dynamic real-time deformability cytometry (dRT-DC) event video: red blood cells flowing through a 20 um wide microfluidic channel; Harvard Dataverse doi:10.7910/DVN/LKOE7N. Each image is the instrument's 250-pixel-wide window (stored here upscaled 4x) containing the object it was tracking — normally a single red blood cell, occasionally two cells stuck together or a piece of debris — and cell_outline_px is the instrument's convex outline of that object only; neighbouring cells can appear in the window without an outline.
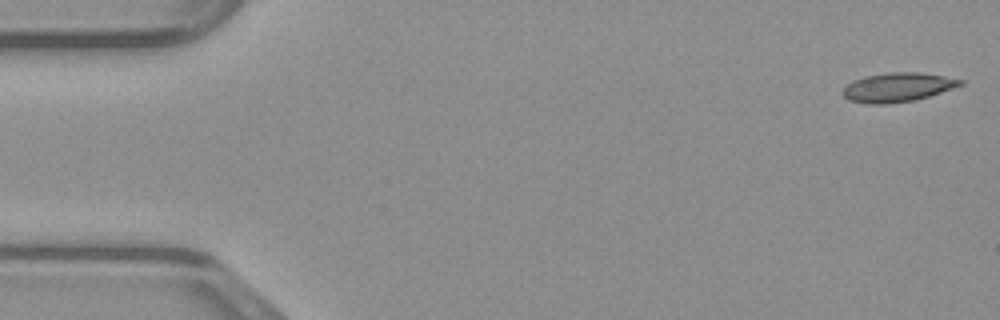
{"species": "common noctule bat (a hibernating species)", "species_latin": "Nyctalus noctula", "temperature_condition": "warm", "stored_images_in_passage": 48, "camera_frame_rate_fps": 3000, "um_per_image_px": 0.085, "animal": {"sex": "male", "body_mass_g": 23.1, "forearm_length_mm": 52.7}, "frame": {"image": 1, "passage_image": 1, "time_ms": 0.0, "image_size_px": [1000, 320], "cell_outline_px": [[964, 84], [916, 100], [888, 104], [868, 104], [848, 100], [840, 92], [852, 80], [864, 76], [888, 72], [920, 72], [944, 76], [964, 80]], "centroid_in_image_um": [76.26, 7.42], "position_along_channel_um": 8.7, "area_um2": 20.06}}
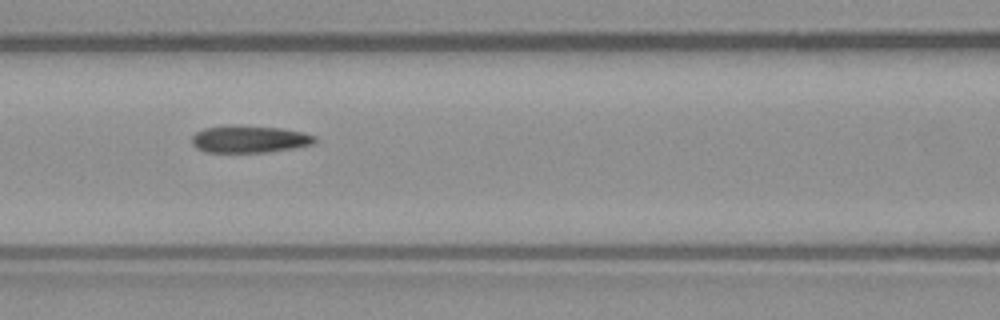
{"frame": {"image": 2, "passage_image": 20, "time_ms": 6.333, "image_size_px": [1000, 320], "cell_outline_px": [[316, 140], [312, 144], [292, 148], [268, 152], [204, 152], [196, 148], [192, 144], [192, 136], [196, 132], [204, 128], [228, 124], [240, 124], [280, 128], [300, 132], [316, 136]], "centroid_in_image_um": [21.14, 11.81], "position_along_channel_um": 145.5, "area_um2": 19.71}}
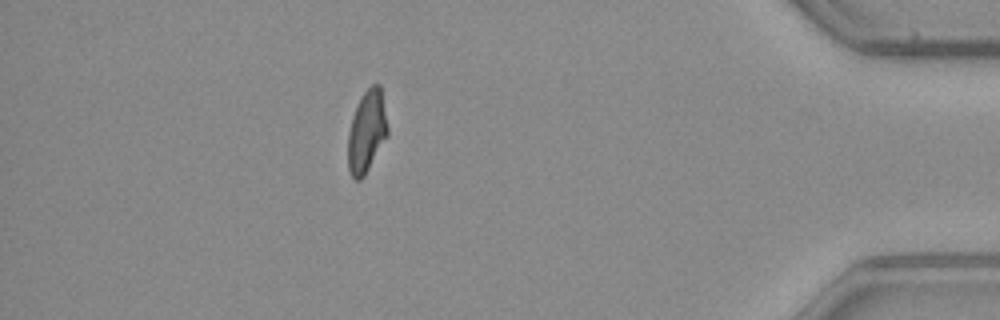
{"frame": {"image": 3, "passage_image": 42, "time_ms": 13.667, "image_size_px": [1000, 320], "cell_outline_px": [[388, 136], [364, 176], [360, 180], [356, 180], [352, 176], [348, 168], [348, 132], [352, 116], [360, 96], [372, 84], [380, 84], [388, 128]], "centroid_in_image_um": [31.17, 11.17], "position_along_channel_um": 404.0, "area_um2": 19.02}}